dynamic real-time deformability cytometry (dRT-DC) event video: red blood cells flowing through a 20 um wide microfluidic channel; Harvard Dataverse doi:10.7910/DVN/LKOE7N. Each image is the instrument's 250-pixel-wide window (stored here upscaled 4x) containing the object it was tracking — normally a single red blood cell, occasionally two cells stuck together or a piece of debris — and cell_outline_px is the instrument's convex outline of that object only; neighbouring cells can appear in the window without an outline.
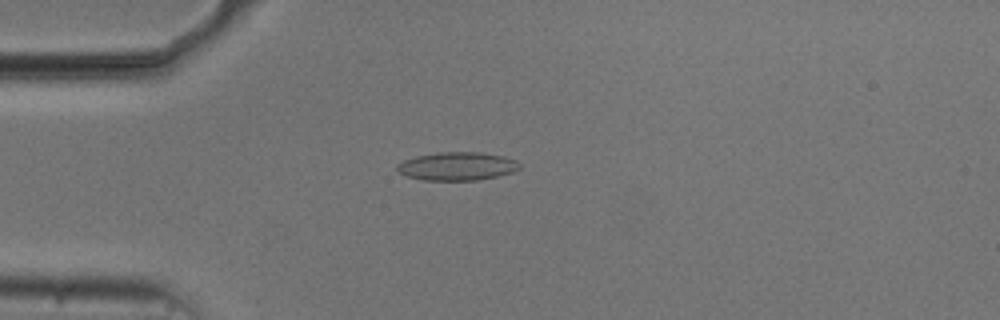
{"species": "common noctule bat (a hibernating species)", "species_latin": "Nyctalus noctula", "temperature_condition": "cold", "stored_images_in_passage": 54, "camera_frame_rate_fps": 3000, "um_per_image_px": 0.085, "animal": {"sex": "male", "body_mass_g": 20.5, "forearm_length_mm": 52.5}, "frame": {"image": 1, "passage_image": 14, "time_ms": 4.333, "image_size_px": [1000, 320], "cell_outline_px": [[520, 168], [512, 172], [496, 176], [476, 180], [424, 180], [408, 176], [400, 172], [396, 168], [396, 164], [404, 160], [416, 156], [436, 152], [480, 152], [504, 156], [516, 160], [520, 164]], "centroid_in_image_um": [38.86, 14.12], "position_along_channel_um": 46.1, "area_um2": 20.11}}
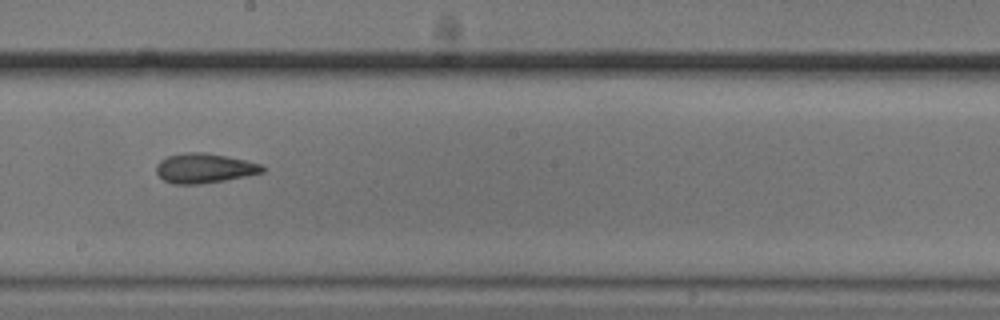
{"frame": {"image": 2, "passage_image": 30, "time_ms": 9.667, "image_size_px": [1000, 320], "cell_outline_px": [[264, 172], [224, 180], [200, 184], [172, 184], [164, 180], [156, 172], [156, 164], [160, 160], [168, 156], [184, 152], [204, 152], [244, 160], [260, 164], [264, 168]], "centroid_in_image_um": [17.31, 14.3], "position_along_channel_um": 230.9, "area_um2": 18.15}}
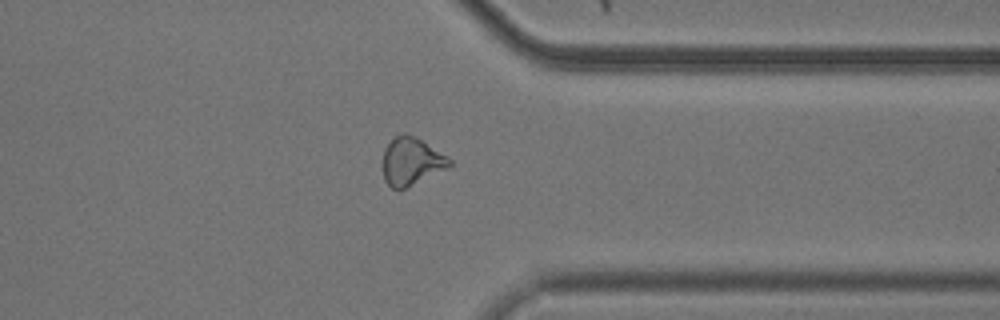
{"frame": {"image": 3, "passage_image": 42, "time_ms": 13.667, "image_size_px": [1000, 320], "cell_outline_px": [[452, 164], [448, 168], [400, 192], [392, 188], [384, 180], [380, 164], [384, 148], [400, 132], [404, 132], [420, 140], [448, 156], [452, 160]], "centroid_in_image_um": [34.92, 13.76], "position_along_channel_um": 376.5, "area_um2": 19.07}, "authors_computed_cell_mechanics": {"area_um2": 18.785, "velocity_mm_per_s": 3.7498, "shape_relaxation_time_tau1_ms": 4.1148, "shape_relaxation_time_tau2_ms": 2.0894, "deformation_change_tau1": 0.1263, "deformation_change_tau2": 0.1043}}